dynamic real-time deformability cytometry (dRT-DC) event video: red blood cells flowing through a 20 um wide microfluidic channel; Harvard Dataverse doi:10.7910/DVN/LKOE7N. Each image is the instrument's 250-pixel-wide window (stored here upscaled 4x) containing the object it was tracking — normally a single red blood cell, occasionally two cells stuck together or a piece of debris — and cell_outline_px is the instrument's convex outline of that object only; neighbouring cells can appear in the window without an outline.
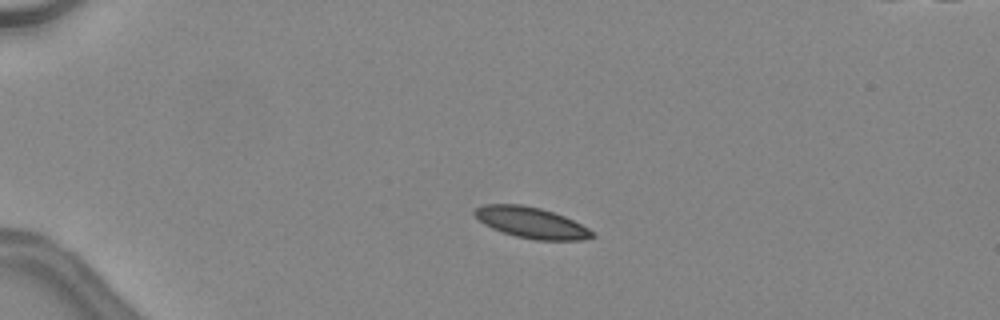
{"species": "common noctule bat (a hibernating species)", "species_latin": "Nyctalus noctula", "temperature_condition": "warm", "stored_images_in_passage": 35, "camera_frame_rate_fps": 3000, "um_per_image_px": 0.085, "animal": {"sex": "female", "body_mass_g": 24.6, "forearm_length_mm": 56.2}, "frame": {"image": 1, "passage_image": 1, "time_ms": 0.0, "image_size_px": [1000, 320], "cell_outline_px": [[596, 236], [584, 240], [536, 240], [516, 236], [492, 228], [484, 224], [472, 212], [476, 208], [484, 204], [524, 204], [540, 208], [564, 216], [596, 232]], "centroid_in_image_um": [45.19, 18.92], "position_along_channel_um": 39.8, "area_um2": 21.15}}
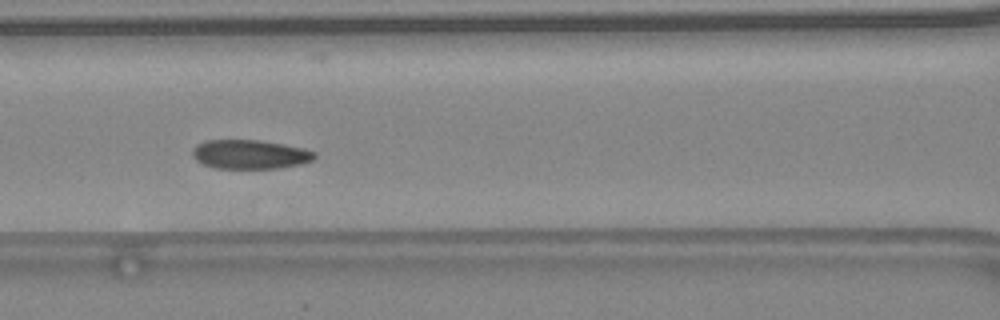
{"frame": {"image": 2, "passage_image": 12, "time_ms": 3.667, "image_size_px": [1000, 320], "cell_outline_px": [[316, 156], [312, 160], [300, 164], [280, 168], [216, 168], [204, 164], [196, 160], [192, 156], [192, 148], [196, 144], [204, 140], [260, 140], [284, 144], [304, 148], [316, 152]], "centroid_in_image_um": [21.23, 13.11], "position_along_channel_um": 145.4, "area_um2": 20.81}}
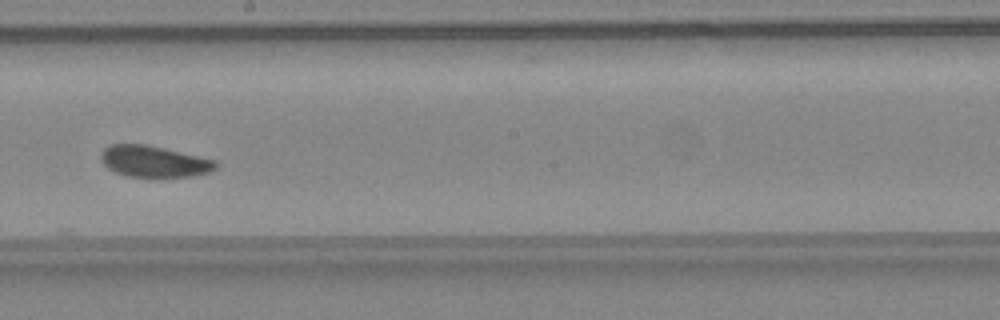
{"frame": {"image": 3, "passage_image": 18, "time_ms": 5.667, "image_size_px": [1000, 320], "cell_outline_px": [[216, 168], [208, 172], [192, 176], [156, 180], [128, 176], [116, 172], [108, 168], [100, 160], [100, 152], [104, 148], [112, 144], [144, 144], [164, 148], [216, 160]], "centroid_in_image_um": [13.07, 13.76], "position_along_channel_um": 235.1, "area_um2": 21.62}, "authors_computed_cell_mechanics": {"area_um2": 21.4438, "velocity_mm_per_s": 4.4956, "shape_relaxation_time_tau1_ms": 2.2905, "shape_relaxation_time_tau2_ms": null, "deformation_change_tau1": 0.0722, "deformation_change_tau2": null}}